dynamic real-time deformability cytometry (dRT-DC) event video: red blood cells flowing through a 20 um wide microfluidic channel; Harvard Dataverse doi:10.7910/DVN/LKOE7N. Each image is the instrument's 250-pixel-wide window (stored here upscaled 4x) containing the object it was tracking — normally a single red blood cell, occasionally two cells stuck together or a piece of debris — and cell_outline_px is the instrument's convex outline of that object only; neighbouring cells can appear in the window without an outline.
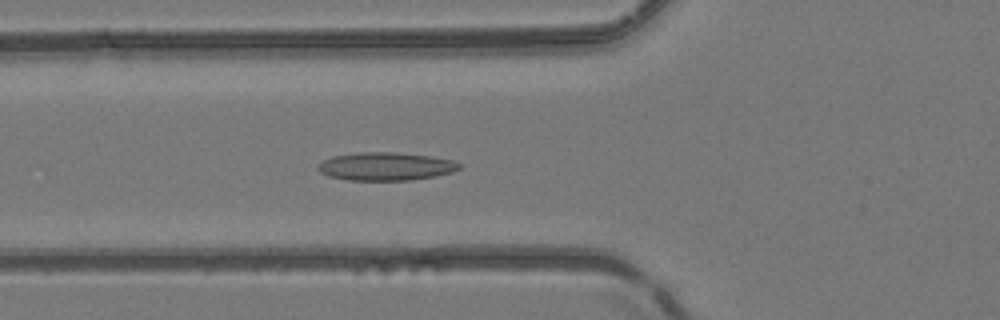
{"species": "common noctule bat (a hibernating species)", "species_latin": "Nyctalus noctula", "temperature_condition": "room temperature", "stored_images_in_passage": 27, "camera_frame_rate_fps": 3000, "um_per_image_px": 0.085, "animal": {"sex": "female", "body_mass_g": 24.6, "forearm_length_mm": 56.2}, "frame": {"image": 1, "passage_image": 18, "time_ms": 5.667, "image_size_px": [1000, 320], "cell_outline_px": [[460, 168], [452, 172], [436, 176], [412, 180], [348, 180], [328, 176], [320, 172], [316, 168], [316, 164], [332, 156], [360, 152], [396, 152], [432, 156], [452, 160], [460, 164]], "centroid_in_image_um": [32.76, 14.14], "position_along_channel_um": 93.0, "area_um2": 23.29}}
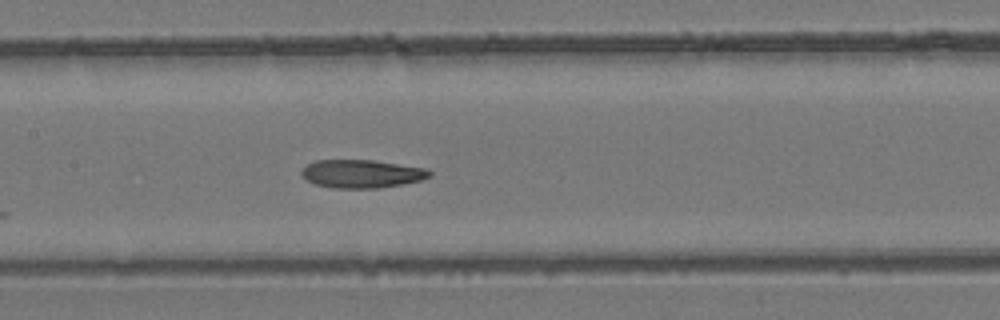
{"frame": {"image": 2, "passage_image": 24, "time_ms": 7.667, "image_size_px": [1000, 320], "cell_outline_px": [[432, 176], [420, 180], [380, 188], [336, 188], [316, 184], [308, 180], [300, 172], [308, 164], [316, 160], [372, 160], [428, 168], [432, 172]], "centroid_in_image_um": [30.79, 14.76], "position_along_channel_um": 176.6, "area_um2": 20.87}}
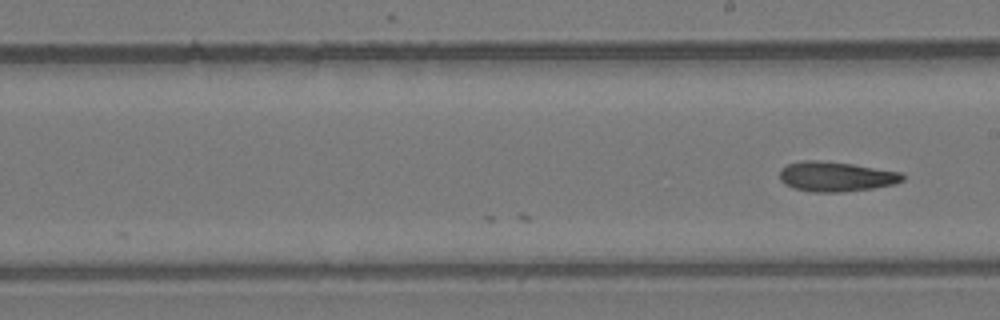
{"frame": {"image": 3, "passage_image": 27, "time_ms": 8.667, "image_size_px": [1000, 320], "cell_outline_px": [[904, 180], [896, 184], [872, 188], [844, 192], [812, 192], [792, 188], [784, 184], [780, 180], [780, 168], [788, 164], [804, 160], [816, 160], [852, 164], [900, 172], [904, 176]], "centroid_in_image_um": [71.03, 15.02], "position_along_channel_um": 218.0, "area_um2": 21.44}}